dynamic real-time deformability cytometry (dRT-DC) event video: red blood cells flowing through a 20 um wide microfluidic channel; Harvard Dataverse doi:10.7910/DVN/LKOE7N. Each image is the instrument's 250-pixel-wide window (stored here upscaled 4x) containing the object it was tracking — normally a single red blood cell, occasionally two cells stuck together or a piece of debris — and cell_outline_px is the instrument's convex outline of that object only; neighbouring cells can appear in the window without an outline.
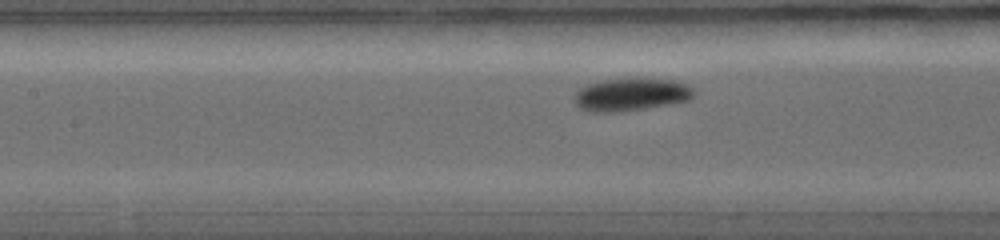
{"species": "common noctule bat (a hibernating species)", "species_latin": "Nyctalus noctula", "temperature_condition": "warm", "stored_images_in_passage": 9, "camera_frame_rate_fps": 5000, "um_per_image_px": 0.085, "animal": {"sex": "female", "body_mass_g": 19.0, "forearm_length_mm": 56.7}, "frame": {"image": 1, "passage_image": 8, "time_ms": 2.8, "image_size_px": [1000, 240], "cell_outline_px": [[696, 92], [692, 96], [684, 100], [636, 108], [584, 108], [576, 100], [576, 92], [580, 88], [588, 84], [600, 80], [636, 76], [676, 80], [688, 84]], "centroid_in_image_um": [53.76, 7.88], "position_along_channel_um": 153.6, "area_um2": 21.33}}